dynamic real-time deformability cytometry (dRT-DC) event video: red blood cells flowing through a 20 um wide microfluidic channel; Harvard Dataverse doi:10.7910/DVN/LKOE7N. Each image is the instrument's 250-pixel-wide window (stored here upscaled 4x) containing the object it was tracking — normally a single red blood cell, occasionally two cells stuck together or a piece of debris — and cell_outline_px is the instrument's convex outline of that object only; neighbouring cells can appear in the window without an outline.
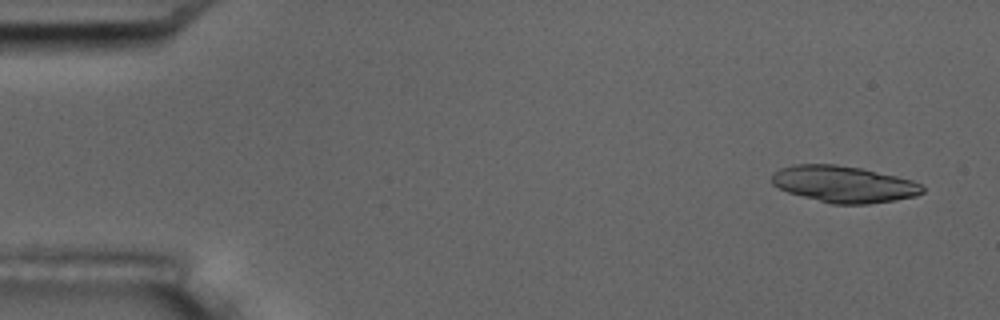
{"species": "common noctule bat (a hibernating species)", "species_latin": "Nyctalus noctula", "temperature_condition": "room temperature", "stored_images_in_passage": 4, "camera_frame_rate_fps": 3000, "um_per_image_px": 0.085, "animal": {"sex": "male", "body_mass_g": 17.5, "forearm_length_mm": 52.3}, "frame": {"image": 1, "passage_image": 1, "time_ms": 0.0, "image_size_px": [1000, 320], "cell_outline_px": [[924, 192], [916, 196], [896, 200], [868, 204], [832, 204], [788, 192], [772, 184], [772, 172], [780, 168], [796, 164], [836, 164], [864, 168], [912, 180], [920, 184], [924, 188]], "centroid_in_image_um": [71.73, 15.64], "position_along_channel_um": 13.3, "area_um2": 32.19}}